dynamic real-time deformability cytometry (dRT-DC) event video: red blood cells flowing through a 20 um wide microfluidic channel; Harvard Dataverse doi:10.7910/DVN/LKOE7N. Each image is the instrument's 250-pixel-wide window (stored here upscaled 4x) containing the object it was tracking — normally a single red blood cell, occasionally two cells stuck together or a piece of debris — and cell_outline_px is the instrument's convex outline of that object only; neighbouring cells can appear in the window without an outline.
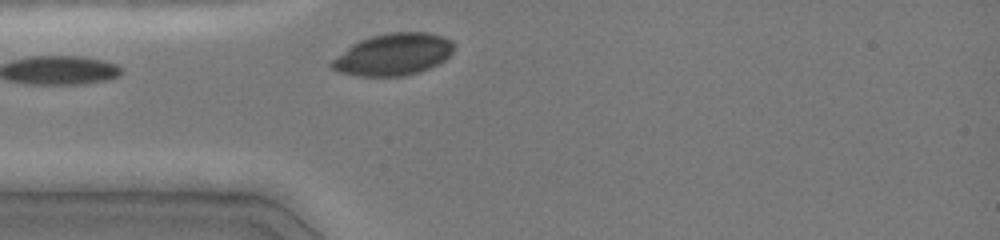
{"species": "common noctule bat (a hibernating species)", "species_latin": "Nyctalus noctula", "temperature_condition": "cold", "stored_images_in_passage": 19, "camera_frame_rate_fps": 3000, "um_per_image_px": 0.085, "animal": {"sex": "female", "body_mass_g": 19.0, "forearm_length_mm": 51.5}, "frame": {"image": 1, "passage_image": 1, "time_ms": 0.0, "image_size_px": [1000, 240], "cell_outline_px": [[452, 52], [444, 60], [428, 68], [404, 76], [356, 76], [340, 72], [332, 68], [328, 64], [332, 60], [352, 44], [360, 40], [372, 36], [388, 32], [428, 32], [444, 36], [452, 40]], "centroid_in_image_um": [33.41, 4.62], "position_along_channel_um": 51.6, "area_um2": 29.65}}